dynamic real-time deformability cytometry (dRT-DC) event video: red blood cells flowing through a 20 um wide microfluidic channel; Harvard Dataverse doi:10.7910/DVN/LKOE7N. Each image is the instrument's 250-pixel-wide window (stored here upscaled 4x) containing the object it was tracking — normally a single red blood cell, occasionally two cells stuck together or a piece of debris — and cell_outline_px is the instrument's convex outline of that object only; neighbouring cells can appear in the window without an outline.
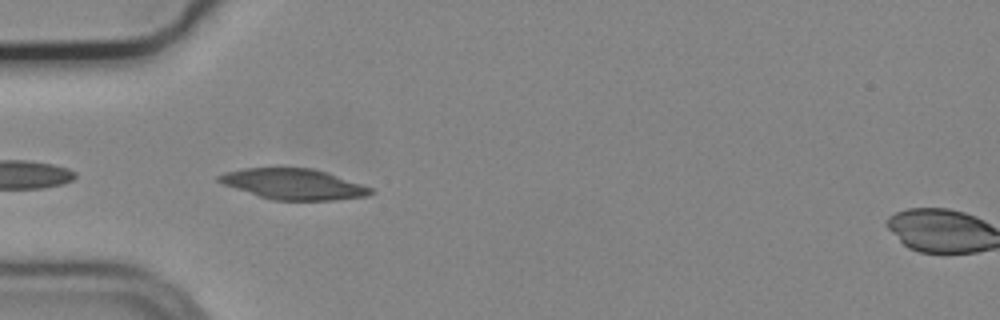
{"species": "common noctule bat (a hibernating species)", "species_latin": "Nyctalus noctula", "temperature_condition": "cold", "stored_images_in_passage": 4, "camera_frame_rate_fps": 3000, "um_per_image_px": 0.085, "animal": {"sex": "male", "body_mass_g": 19.2, "forearm_length_mm": 51.8}, "frame": {"image": 1, "passage_image": 3, "time_ms": 0.667, "image_size_px": [1000, 320], "cell_outline_px": [[376, 192], [368, 196], [332, 200], [272, 200], [224, 184], [216, 180], [216, 176], [224, 172], [244, 168], [312, 168], [328, 172], [372, 188]], "centroid_in_image_um": [24.98, 15.64], "position_along_channel_um": 60.0, "area_um2": 26.99}}